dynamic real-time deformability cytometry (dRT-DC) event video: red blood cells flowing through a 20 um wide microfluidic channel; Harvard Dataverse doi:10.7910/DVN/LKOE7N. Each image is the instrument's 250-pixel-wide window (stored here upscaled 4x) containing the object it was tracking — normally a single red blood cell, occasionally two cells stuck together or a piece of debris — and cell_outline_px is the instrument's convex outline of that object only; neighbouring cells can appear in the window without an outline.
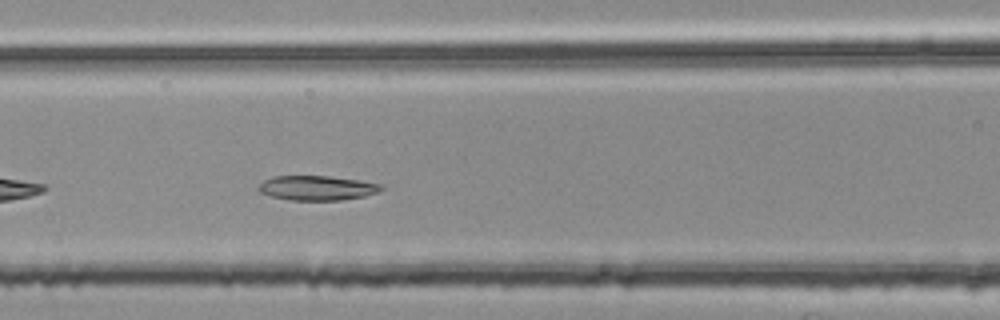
{"species": "common noctule bat (a hibernating species)", "species_latin": "Nyctalus noctula", "temperature_condition": "room temperature", "stored_images_in_passage": 34, "camera_frame_rate_fps": 3000, "um_per_image_px": 0.085, "animal": {"sex": "female", "body_mass_g": 25.1}, "frame": {"image": 1, "passage_image": 8, "time_ms": 2.333, "image_size_px": [1000, 320], "cell_outline_px": [[384, 188], [380, 192], [364, 196], [340, 200], [288, 200], [272, 196], [260, 192], [260, 184], [264, 180], [276, 176], [328, 176], [360, 180], [380, 184]], "centroid_in_image_um": [26.99, 15.98], "position_along_channel_um": 139.6, "area_um2": 17.46}}
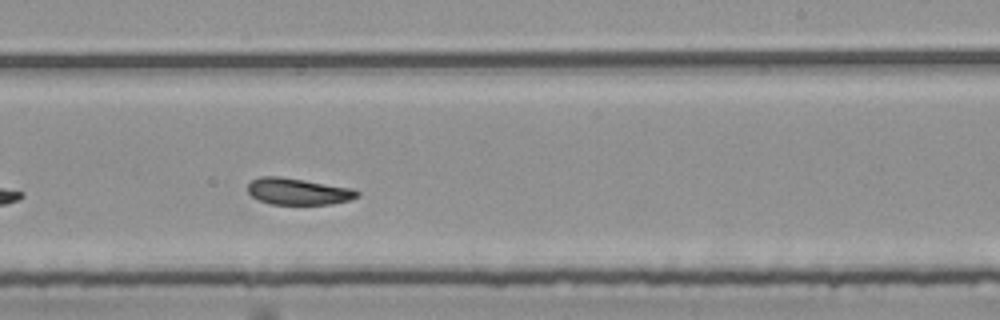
{"frame": {"image": 2, "passage_image": 18, "time_ms": 5.667, "image_size_px": [1000, 320], "cell_outline_px": [[360, 196], [348, 200], [332, 204], [268, 204], [252, 196], [248, 192], [248, 184], [252, 180], [260, 176], [280, 176], [352, 188], [360, 192]], "centroid_in_image_um": [25.34, 16.27], "position_along_channel_um": 263.7, "area_um2": 16.94}}
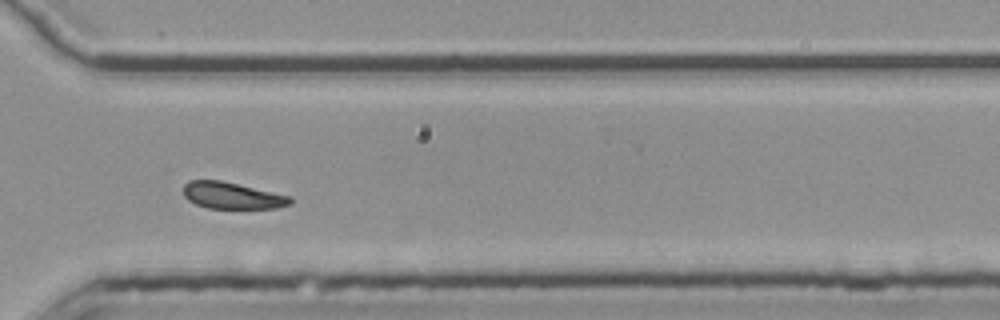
{"frame": {"image": 3, "passage_image": 25, "time_ms": 8.0, "image_size_px": [1000, 320], "cell_outline_px": [[292, 204], [276, 208], [208, 208], [196, 204], [188, 200], [184, 196], [184, 184], [188, 180], [220, 180], [292, 196]], "centroid_in_image_um": [19.74, 16.62], "position_along_channel_um": 350.9, "area_um2": 16.59}, "authors_computed_cell_mechanics": {"area_um2": 17.5134, "velocity_mm_per_s": 3.7386, "shape_relaxation_time_tau1_ms": null, "shape_relaxation_time_tau2_ms": 5.1387, "deformation_change_tau1": null, "deformation_change_tau2": 0.0932}}